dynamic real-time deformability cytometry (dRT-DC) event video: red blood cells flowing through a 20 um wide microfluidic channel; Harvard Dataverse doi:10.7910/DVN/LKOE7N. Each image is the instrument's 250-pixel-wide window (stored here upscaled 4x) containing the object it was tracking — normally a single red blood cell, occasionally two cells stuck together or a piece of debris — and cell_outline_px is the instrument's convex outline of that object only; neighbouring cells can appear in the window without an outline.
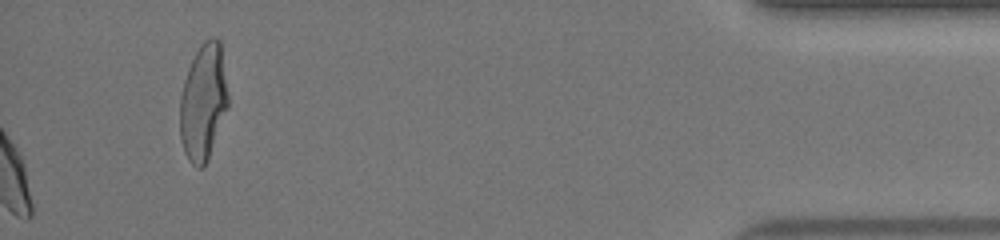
{"species": "human", "species_latin": "Homo sapiens", "temperature_condition": "warm", "stored_images_in_passage": 49, "camera_frame_rate_fps": 3000, "um_per_image_px": 0.085, "donor": {"sex": "female"}, "frame": {"image": 1, "passage_image": 49, "time_ms": 16.0, "image_size_px": [1000, 240], "cell_outline_px": [[228, 108], [208, 156], [204, 164], [200, 168], [196, 168], [188, 160], [184, 152], [180, 136], [180, 96], [184, 80], [188, 68], [200, 44], [204, 40], [212, 36], [216, 36], [220, 40], [228, 96]], "centroid_in_image_um": [17.27, 8.64], "position_along_channel_um": 417.9, "area_um2": 32.48}, "authors_computed_cell_mechanics": {"area_um2": 29.767, "velocity_mm_per_s": 4.0, "shape_relaxation_time_tau1_ms": 2.2762, "shape_relaxation_time_tau2_ms": 0.5318, "deformation_change_tau1": 0.1358, "deformation_change_tau2": 0.0472}}